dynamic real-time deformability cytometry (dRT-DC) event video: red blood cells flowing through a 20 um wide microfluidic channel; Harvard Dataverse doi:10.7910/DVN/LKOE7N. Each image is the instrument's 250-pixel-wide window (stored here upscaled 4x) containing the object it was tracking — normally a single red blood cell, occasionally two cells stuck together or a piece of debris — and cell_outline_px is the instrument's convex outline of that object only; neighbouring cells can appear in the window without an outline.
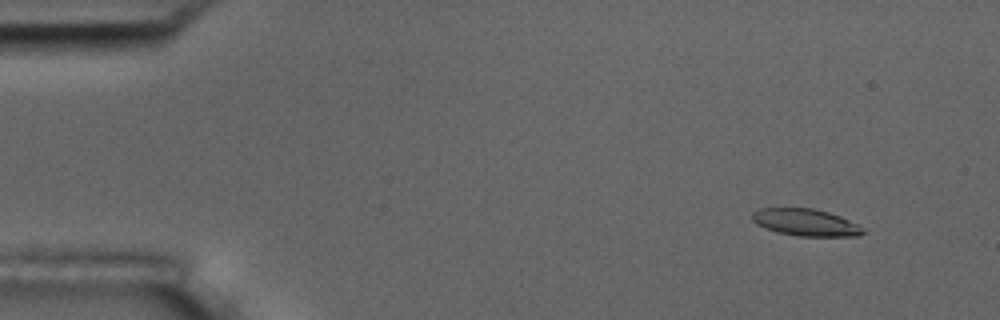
{"species": "common noctule bat (a hibernating species)", "species_latin": "Nyctalus noctula", "temperature_condition": "room temperature", "stored_images_in_passage": 4, "camera_frame_rate_fps": 3000, "um_per_image_px": 0.085, "animal": {"sex": "male", "body_mass_g": 17.5, "forearm_length_mm": 52.3}, "frame": {"image": 1, "passage_image": 1, "time_ms": 0.0, "image_size_px": [1000, 320], "cell_outline_px": [[864, 232], [856, 236], [796, 236], [776, 232], [764, 228], [756, 224], [752, 220], [752, 212], [760, 208], [812, 208], [828, 212], [840, 216], [864, 228]], "centroid_in_image_um": [68.43, 18.91], "position_along_channel_um": 16.6, "area_um2": 17.46}}
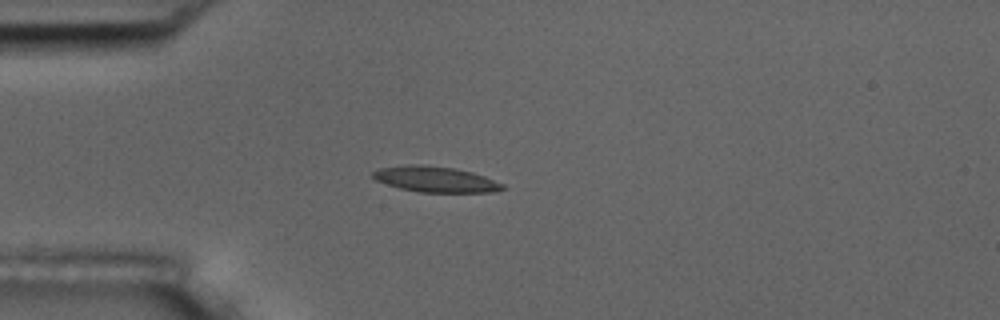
{"frame": {"image": 2, "passage_image": 4, "time_ms": 3.333, "image_size_px": [1000, 320], "cell_outline_px": [[504, 188], [496, 192], [420, 192], [400, 188], [376, 180], [372, 176], [372, 172], [380, 168], [408, 164], [420, 164], [456, 168], [472, 172], [484, 176], [504, 184]], "centroid_in_image_um": [37.02, 15.23], "position_along_channel_um": 48.0, "area_um2": 19.36}}